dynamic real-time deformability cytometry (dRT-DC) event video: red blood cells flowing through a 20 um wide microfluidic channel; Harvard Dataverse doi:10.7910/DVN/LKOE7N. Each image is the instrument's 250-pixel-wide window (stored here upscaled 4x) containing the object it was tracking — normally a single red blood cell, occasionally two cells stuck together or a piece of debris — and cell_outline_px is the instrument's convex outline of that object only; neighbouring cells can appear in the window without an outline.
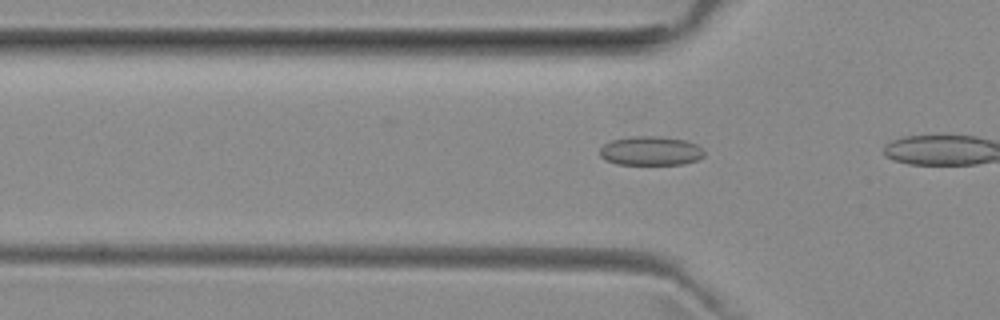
{"species": "common noctule bat (a hibernating species)", "species_latin": "Nyctalus noctula", "temperature_condition": "room temperature", "stored_images_in_passage": 7, "camera_frame_rate_fps": 3000, "um_per_image_px": 0.085, "animal": {"sex": "female", "body_mass_g": 29.2, "forearm_length_mm": 56.3}, "frame": {"image": 1, "passage_image": 5, "time_ms": 1.333, "image_size_px": [1000, 320], "cell_outline_px": [[704, 156], [696, 160], [684, 164], [616, 164], [604, 160], [600, 156], [600, 148], [604, 144], [612, 140], [628, 136], [660, 136], [684, 140], [696, 144], [704, 152]], "centroid_in_image_um": [55.27, 12.82], "position_along_channel_um": 70.5, "area_um2": 17.74}}